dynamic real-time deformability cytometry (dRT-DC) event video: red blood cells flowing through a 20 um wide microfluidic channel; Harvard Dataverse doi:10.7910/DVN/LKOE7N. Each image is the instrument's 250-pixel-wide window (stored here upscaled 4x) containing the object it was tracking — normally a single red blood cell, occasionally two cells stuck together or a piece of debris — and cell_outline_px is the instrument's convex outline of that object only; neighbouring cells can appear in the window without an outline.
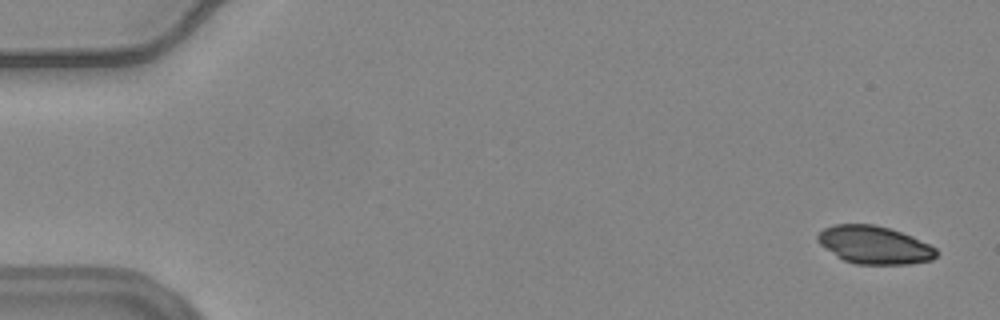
{"species": "common noctule bat (a hibernating species)", "species_latin": "Nyctalus noctula", "temperature_condition": "warm", "stored_images_in_passage": 56, "camera_frame_rate_fps": 3000, "um_per_image_px": 0.085, "animal": {"sex": "female", "body_mass_g": 24.6, "forearm_length_mm": 56.2}, "frame": {"image": 1, "passage_image": 3, "time_ms": 0.667, "image_size_px": [1000, 320], "cell_outline_px": [[936, 256], [932, 260], [908, 264], [856, 264], [844, 260], [836, 256], [820, 244], [816, 240], [816, 236], [824, 228], [836, 224], [872, 224], [888, 228], [912, 236], [936, 248]], "centroid_in_image_um": [74.3, 20.82], "position_along_channel_um": 10.7, "area_um2": 26.01}}
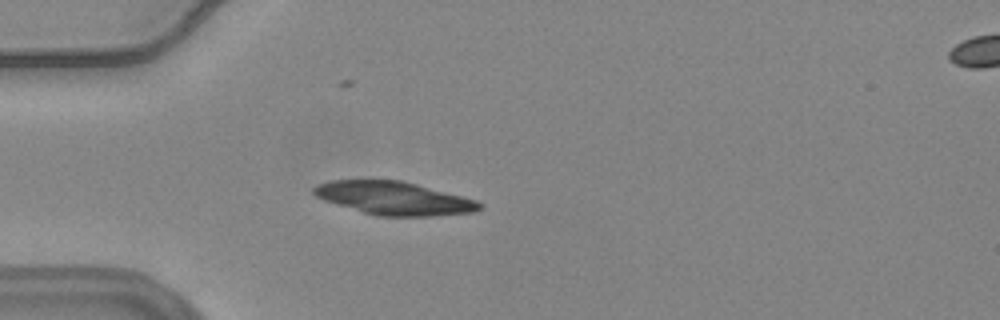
{"frame": {"image": 2, "passage_image": 17, "time_ms": 5.333, "image_size_px": [1000, 320], "cell_outline_px": [[484, 204], [480, 208], [472, 212], [428, 216], [376, 216], [324, 200], [316, 196], [312, 192], [312, 188], [316, 184], [332, 180], [400, 180], [416, 184], [476, 200]], "centroid_in_image_um": [33.44, 16.85], "position_along_channel_um": 51.6, "area_um2": 31.67}}